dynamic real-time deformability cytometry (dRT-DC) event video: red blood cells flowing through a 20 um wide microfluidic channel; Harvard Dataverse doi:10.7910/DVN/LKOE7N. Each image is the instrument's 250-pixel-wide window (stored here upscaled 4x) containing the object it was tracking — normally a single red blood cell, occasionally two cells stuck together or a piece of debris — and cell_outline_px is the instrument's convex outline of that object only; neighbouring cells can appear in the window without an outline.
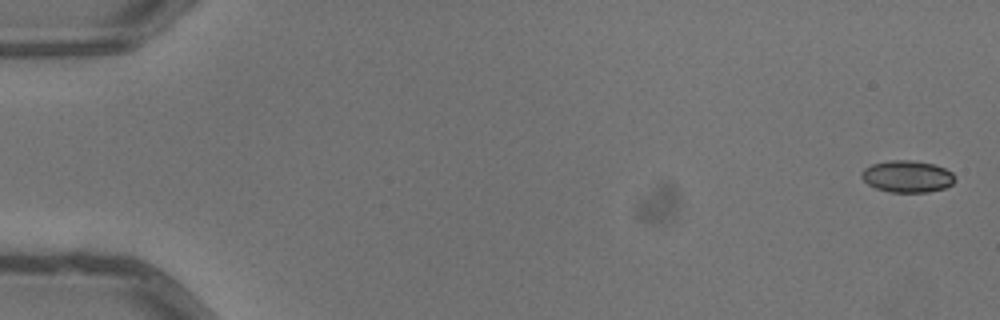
{"species": "common noctule bat (a hibernating species)", "species_latin": "Nyctalus noctula", "temperature_condition": "warm", "stored_images_in_passage": 6, "camera_frame_rate_fps": 3000, "um_per_image_px": 0.085, "animal": {"sex": "male", "body_mass_g": 13.3}, "frame": {"image": 1, "passage_image": 1, "time_ms": 0.0, "image_size_px": [1000, 320], "cell_outline_px": [[956, 180], [952, 184], [944, 188], [928, 192], [888, 192], [876, 188], [868, 184], [860, 176], [860, 172], [864, 168], [872, 164], [888, 160], [912, 160], [932, 164], [944, 168], [952, 172], [956, 176]], "centroid_in_image_um": [77.11, 14.99], "position_along_channel_um": 7.9, "area_um2": 17.46}}
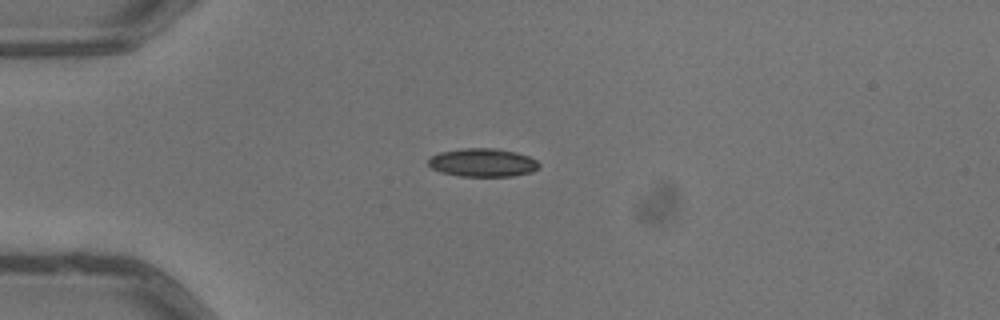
{"frame": {"image": 2, "passage_image": 4, "time_ms": 1.0, "image_size_px": [1000, 320], "cell_outline_px": [[540, 168], [532, 172], [512, 176], [460, 176], [440, 172], [432, 168], [428, 164], [428, 160], [432, 156], [440, 152], [464, 148], [496, 148], [516, 152], [528, 156], [536, 160], [540, 164]], "centroid_in_image_um": [41.05, 13.82], "position_along_channel_um": 43.9, "area_um2": 18.32}}
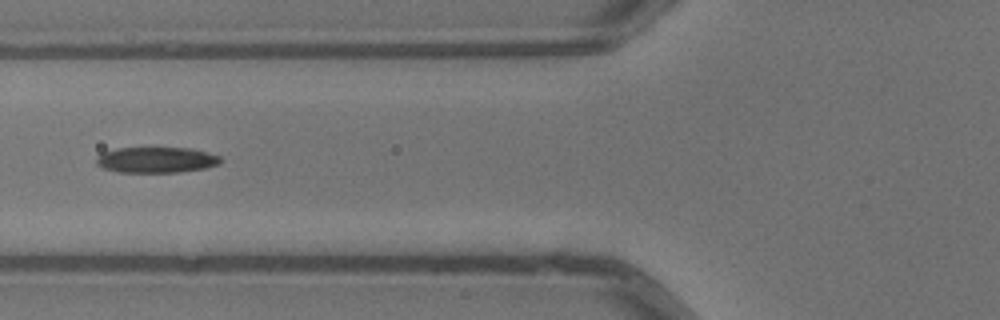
{"frame": {"image": 3, "passage_image": 6, "time_ms": 1.667, "image_size_px": [1000, 320], "cell_outline_px": [[220, 164], [204, 168], [180, 172], [120, 172], [104, 168], [96, 164], [96, 156], [100, 152], [116, 148], [192, 148], [220, 156]], "centroid_in_image_um": [13.25, 13.58], "position_along_channel_um": 112.6, "area_um2": 18.67}}